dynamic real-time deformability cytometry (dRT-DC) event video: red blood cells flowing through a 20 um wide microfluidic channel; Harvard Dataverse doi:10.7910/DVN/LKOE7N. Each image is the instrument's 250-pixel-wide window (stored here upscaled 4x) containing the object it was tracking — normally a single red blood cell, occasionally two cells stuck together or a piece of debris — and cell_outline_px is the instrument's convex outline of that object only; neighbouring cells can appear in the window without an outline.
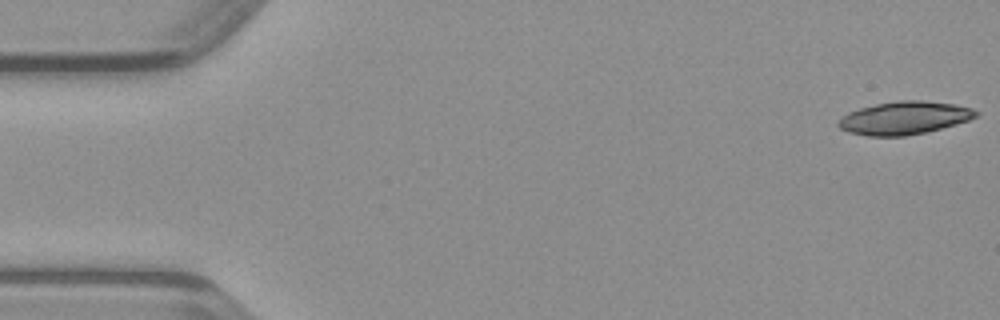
{"species": "common noctule bat (a hibernating species)", "species_latin": "Nyctalus noctula", "temperature_condition": "warm", "stored_images_in_passage": 20, "camera_frame_rate_fps": 3000, "um_per_image_px": 0.085, "animal": {"sex": "male", "body_mass_g": 23.1, "forearm_length_mm": 52.7}, "frame": {"image": 1, "passage_image": 1, "time_ms": 0.0, "image_size_px": [1000, 320], "cell_outline_px": [[980, 112], [976, 116], [968, 120], [956, 124], [924, 132], [904, 136], [868, 136], [848, 132], [840, 128], [836, 124], [848, 112], [860, 108], [876, 104], [900, 100], [920, 100], [956, 104], [972, 108]], "centroid_in_image_um": [76.87, 10.02], "position_along_channel_um": 8.1, "area_um2": 26.24}}
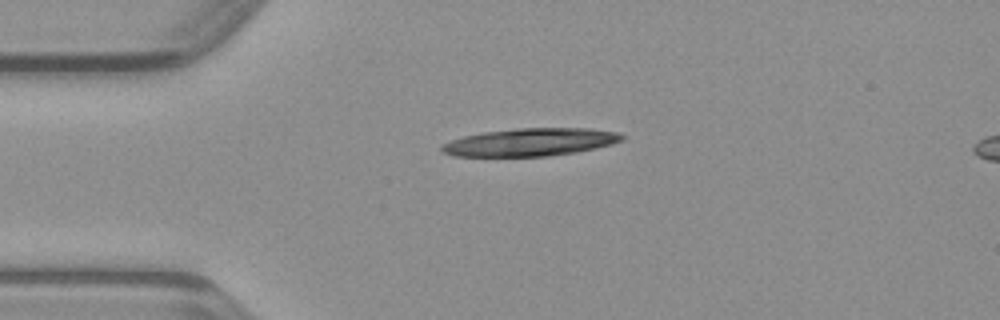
{"frame": {"image": 2, "passage_image": 11, "time_ms": 3.333, "image_size_px": [1000, 320], "cell_outline_px": [[624, 140], [612, 144], [596, 148], [576, 152], [548, 156], [452, 156], [444, 152], [440, 148], [440, 144], [464, 136], [484, 132], [520, 128], [588, 128], [616, 132], [624, 136]], "centroid_in_image_um": [45.08, 12.08], "position_along_channel_um": 39.9, "area_um2": 29.07}}